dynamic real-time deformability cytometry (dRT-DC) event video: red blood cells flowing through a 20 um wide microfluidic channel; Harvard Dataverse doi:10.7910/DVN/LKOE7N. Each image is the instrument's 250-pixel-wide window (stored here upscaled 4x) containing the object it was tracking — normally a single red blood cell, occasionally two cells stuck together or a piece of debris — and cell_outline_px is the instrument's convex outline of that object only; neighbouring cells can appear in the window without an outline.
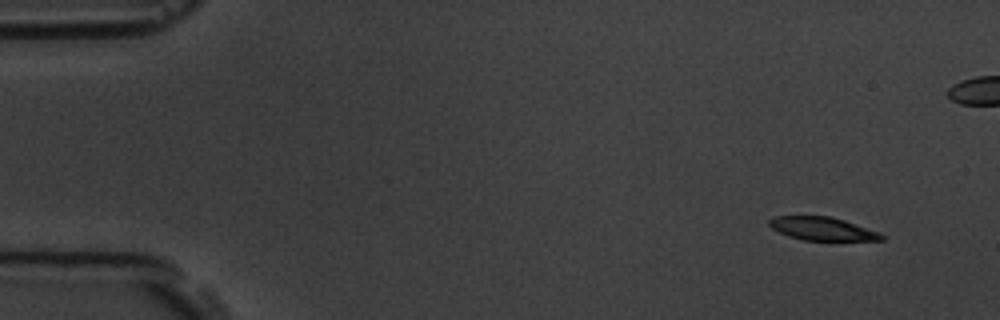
{"species": "common noctule bat (a hibernating species)", "species_latin": "Nyctalus noctula", "temperature_condition": "room temperature", "stored_images_in_passage": 8, "camera_frame_rate_fps": 3000, "um_per_image_px": 0.085, "animal": {"sex": "male", "body_mass_g": 19.5, "forearm_length_mm": 54.6}, "frame": {"image": 1, "passage_image": 1, "time_ms": 0.0, "image_size_px": [1000, 320], "cell_outline_px": [[884, 240], [804, 240], [788, 236], [772, 228], [768, 224], [768, 220], [772, 216], [828, 216], [844, 220], [880, 232], [884, 236]], "centroid_in_image_um": [69.89, 19.43], "position_along_channel_um": 15.1, "area_um2": 15.14}}
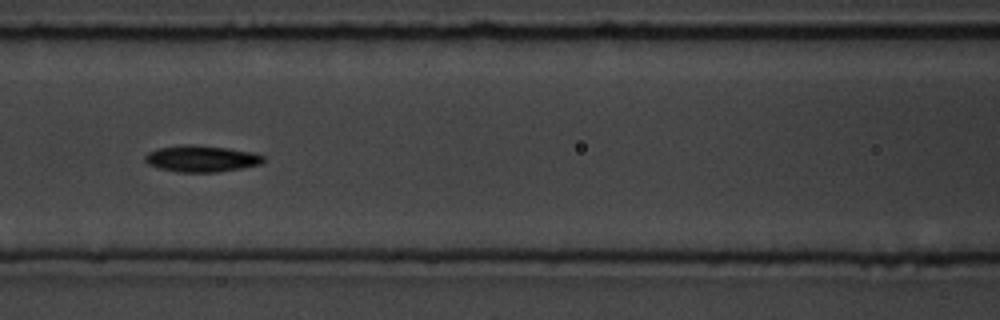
{"frame": {"image": 2, "passage_image": 7, "time_ms": 7.0, "image_size_px": [1000, 320], "cell_outline_px": [[264, 160], [260, 164], [240, 168], [216, 172], [176, 172], [160, 168], [148, 164], [144, 160], [144, 156], [148, 152], [160, 148], [180, 144], [192, 144], [228, 148], [256, 152], [264, 156]], "centroid_in_image_um": [17.12, 13.47], "position_along_channel_um": 149.5, "area_um2": 18.32}}
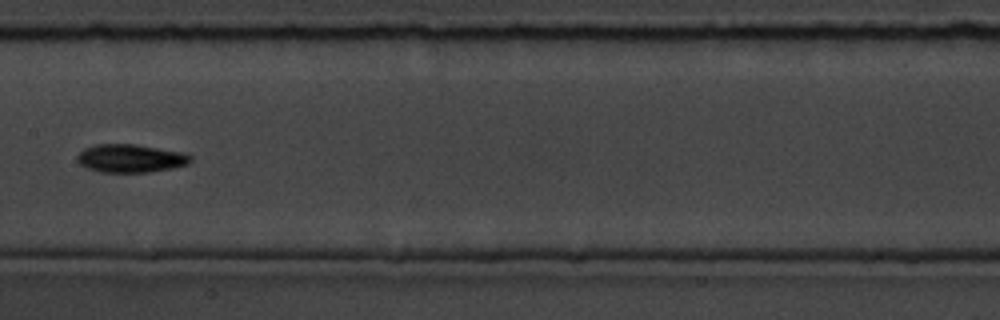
{"frame": {"image": 3, "passage_image": 8, "time_ms": 8.333, "image_size_px": [1000, 320], "cell_outline_px": [[192, 160], [188, 164], [172, 168], [148, 172], [100, 172], [88, 168], [80, 164], [76, 160], [76, 156], [84, 148], [96, 144], [136, 144], [184, 152], [192, 156]], "centroid_in_image_um": [11.1, 13.45], "position_along_channel_um": 196.3, "area_um2": 18.73}}